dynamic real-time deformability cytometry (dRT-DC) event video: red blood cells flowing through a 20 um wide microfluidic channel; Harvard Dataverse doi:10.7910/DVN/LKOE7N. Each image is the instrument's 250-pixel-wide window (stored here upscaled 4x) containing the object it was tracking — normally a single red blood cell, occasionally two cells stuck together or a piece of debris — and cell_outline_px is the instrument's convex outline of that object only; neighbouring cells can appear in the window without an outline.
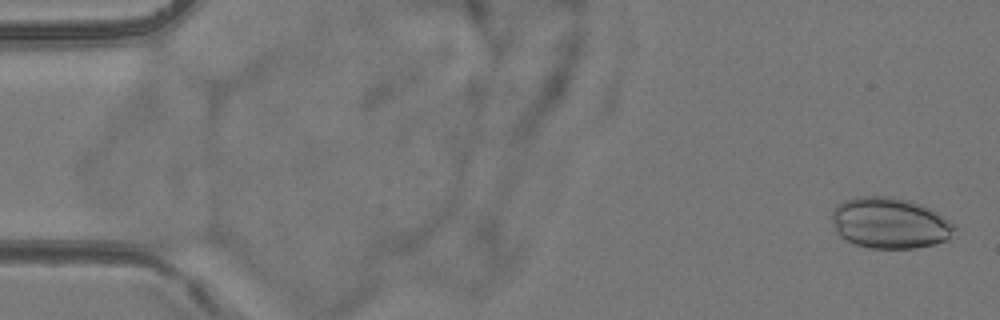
{"species": "common noctule bat (a hibernating species)", "species_latin": "Nyctalus noctula", "temperature_condition": "room temperature", "stored_images_in_passage": 5, "camera_frame_rate_fps": 3000, "um_per_image_px": 0.085, "animal": {"sex": "female", "body_mass_g": 24.6, "forearm_length_mm": 56.2}, "frame": {"image": 1, "passage_image": 1, "time_ms": 0.0, "image_size_px": [1000, 320], "cell_outline_px": [[956, 228], [948, 240], [936, 244], [916, 248], [868, 248], [856, 244], [840, 236], [836, 232], [832, 220], [832, 208], [836, 204], [844, 200], [860, 196], [892, 196], [908, 200], [920, 204], [936, 212], [956, 224]], "centroid_in_image_um": [75.63, 18.95], "position_along_channel_um": 9.4, "area_um2": 36.65}}